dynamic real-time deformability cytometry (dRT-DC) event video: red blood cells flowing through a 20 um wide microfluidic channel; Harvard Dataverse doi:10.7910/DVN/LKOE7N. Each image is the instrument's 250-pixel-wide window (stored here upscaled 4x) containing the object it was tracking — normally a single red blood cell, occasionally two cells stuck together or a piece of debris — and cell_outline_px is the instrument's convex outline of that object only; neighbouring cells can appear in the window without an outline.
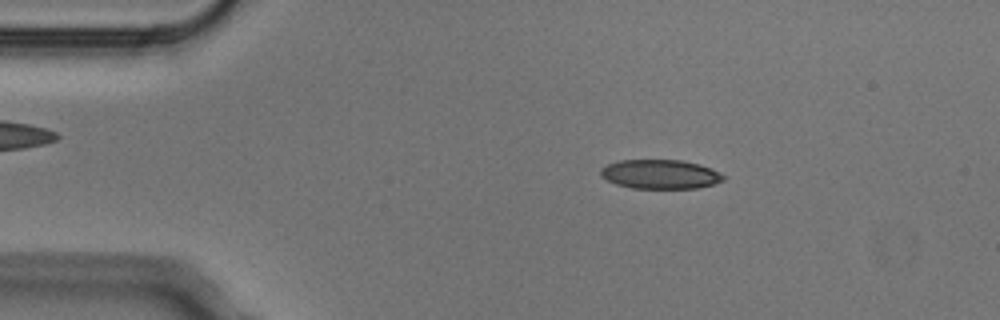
{"species": "Egyptian fruit bat (a non-hibernating species)", "species_latin": "Rousettus aegyptiacus", "temperature_condition": "cold", "stored_images_in_passage": 5, "camera_frame_rate_fps": 3000, "um_per_image_px": 0.085, "animal": {"sex": "male"}, "frame": {"image": 1, "passage_image": 1, "time_ms": 0.0, "image_size_px": [1000, 320], "cell_outline_px": [[724, 180], [712, 184], [696, 188], [632, 188], [616, 184], [600, 176], [600, 168], [608, 164], [620, 160], [680, 160], [700, 164], [712, 168], [720, 172], [724, 176]], "centroid_in_image_um": [56.11, 14.8], "position_along_channel_um": 28.9, "area_um2": 20.87}}
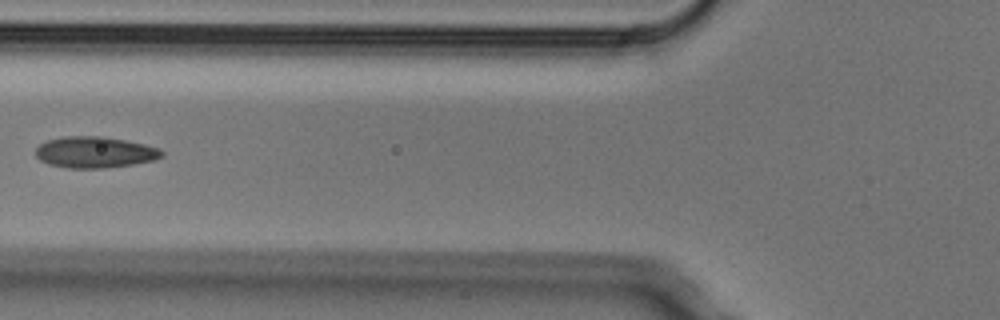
{"frame": {"image": 2, "passage_image": 4, "time_ms": 1.0, "image_size_px": [1000, 320], "cell_outline_px": [[164, 156], [152, 160], [132, 164], [104, 168], [68, 168], [48, 164], [40, 160], [36, 156], [36, 148], [40, 144], [48, 140], [64, 136], [104, 136], [144, 144], [160, 148], [164, 152]], "centroid_in_image_um": [8.06, 12.94], "position_along_channel_um": 117.7, "area_um2": 22.95}}
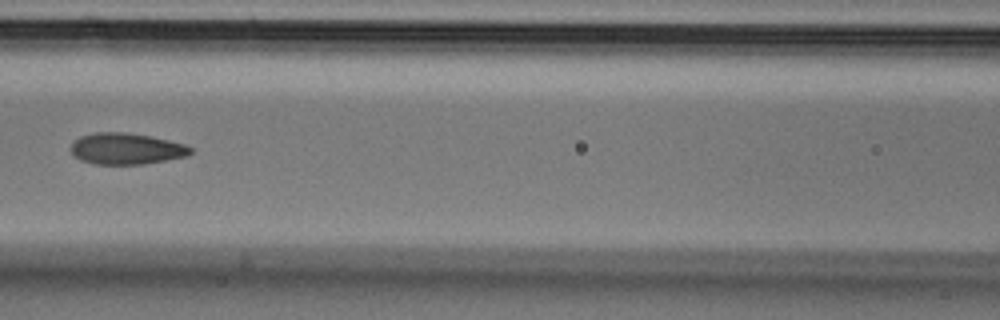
{"frame": {"image": 3, "passage_image": 5, "time_ms": 1.333, "image_size_px": [1000, 320], "cell_outline_px": [[192, 152], [188, 156], [144, 164], [96, 164], [80, 160], [72, 152], [72, 140], [80, 136], [96, 132], [124, 132], [148, 136], [168, 140], [184, 144], [192, 148]], "centroid_in_image_um": [10.73, 12.64], "position_along_channel_um": 155.9, "area_um2": 21.73}}